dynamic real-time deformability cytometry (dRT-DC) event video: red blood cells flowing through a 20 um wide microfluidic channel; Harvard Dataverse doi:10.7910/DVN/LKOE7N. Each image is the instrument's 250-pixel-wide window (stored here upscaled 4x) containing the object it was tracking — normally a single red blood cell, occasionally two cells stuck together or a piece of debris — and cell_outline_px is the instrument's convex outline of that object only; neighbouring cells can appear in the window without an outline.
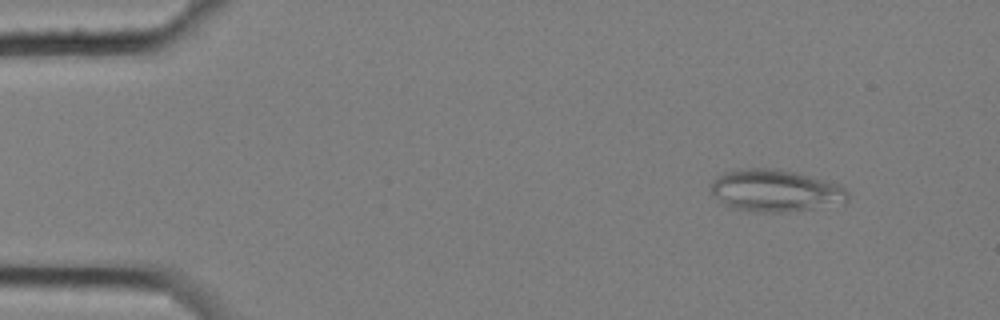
{"species": "common noctule bat (a hibernating species)", "species_latin": "Nyctalus noctula", "temperature_condition": "cold", "stored_images_in_passage": 7, "camera_frame_rate_fps": 3000, "um_per_image_px": 0.085, "animal": {"sex": "female", "body_mass_g": 25.1}, "frame": {"image": 1, "passage_image": 2, "time_ms": 0.333, "image_size_px": [1000, 320], "cell_outline_px": [[848, 200], [844, 204], [780, 212], [748, 212], [728, 208], [712, 192], [708, 184], [716, 176], [724, 172], [744, 168], [776, 168], [840, 184], [848, 192]], "centroid_in_image_um": [65.86, 16.21], "position_along_channel_um": 19.1, "area_um2": 33.81}}